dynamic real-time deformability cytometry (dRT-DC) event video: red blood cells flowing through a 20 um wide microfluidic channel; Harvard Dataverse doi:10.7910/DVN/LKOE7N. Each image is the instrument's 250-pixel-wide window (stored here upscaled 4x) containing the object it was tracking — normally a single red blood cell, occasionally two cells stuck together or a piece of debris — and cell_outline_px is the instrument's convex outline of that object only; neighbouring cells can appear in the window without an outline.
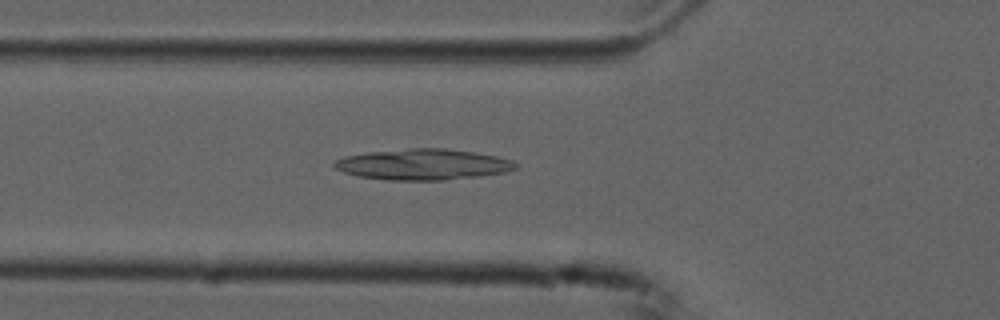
{"species": "common noctule bat (a hibernating species)", "species_latin": "Nyctalus noctula", "temperature_condition": "cold", "stored_images_in_passage": 51, "camera_frame_rate_fps": 3000, "um_per_image_px": 0.085, "animal": {"sex": "male", "forearm_length_mm": 52.5}, "frame": {"image": 1, "passage_image": 16, "time_ms": 5.0, "image_size_px": [1000, 320], "cell_outline_px": [[520, 168], [504, 172], [476, 176], [444, 180], [388, 180], [360, 176], [344, 172], [336, 168], [332, 164], [336, 160], [344, 156], [368, 152], [412, 148], [444, 148], [472, 152], [496, 156], [512, 160], [520, 164]], "centroid_in_image_um": [35.98, 13.97], "position_along_channel_um": 89.8, "area_um2": 32.48}}
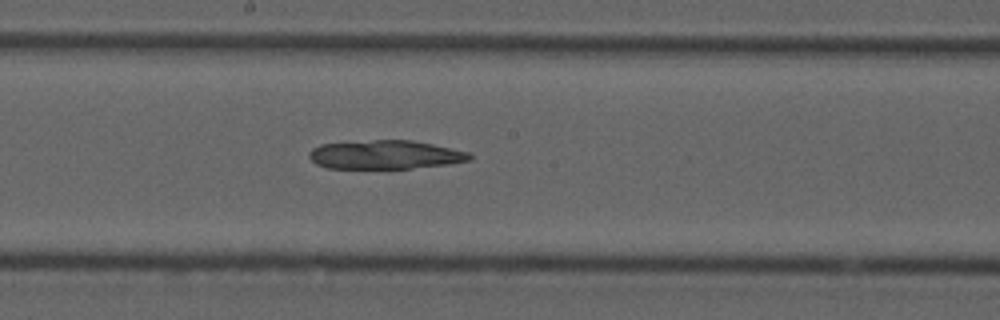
{"frame": {"image": 2, "passage_image": 26, "time_ms": 8.333, "image_size_px": [1000, 320], "cell_outline_px": [[472, 160], [448, 164], [412, 168], [328, 168], [316, 164], [308, 156], [308, 152], [312, 148], [320, 144], [372, 140], [412, 140], [472, 152]], "centroid_in_image_um": [32.76, 13.14], "position_along_channel_um": 215.4, "area_um2": 26.99}}
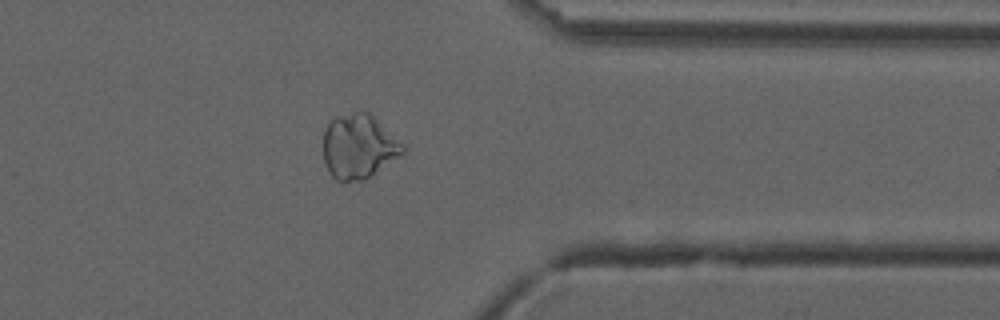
{"frame": {"image": 3, "passage_image": 40, "time_ms": 13.0, "image_size_px": [1000, 320], "cell_outline_px": [[404, 152], [372, 176], [364, 180], [336, 180], [332, 176], [324, 160], [324, 128], [336, 116], [356, 112], [368, 112], [404, 144]], "centroid_in_image_um": [30.49, 12.46], "position_along_channel_um": 380.9, "area_um2": 29.42}}